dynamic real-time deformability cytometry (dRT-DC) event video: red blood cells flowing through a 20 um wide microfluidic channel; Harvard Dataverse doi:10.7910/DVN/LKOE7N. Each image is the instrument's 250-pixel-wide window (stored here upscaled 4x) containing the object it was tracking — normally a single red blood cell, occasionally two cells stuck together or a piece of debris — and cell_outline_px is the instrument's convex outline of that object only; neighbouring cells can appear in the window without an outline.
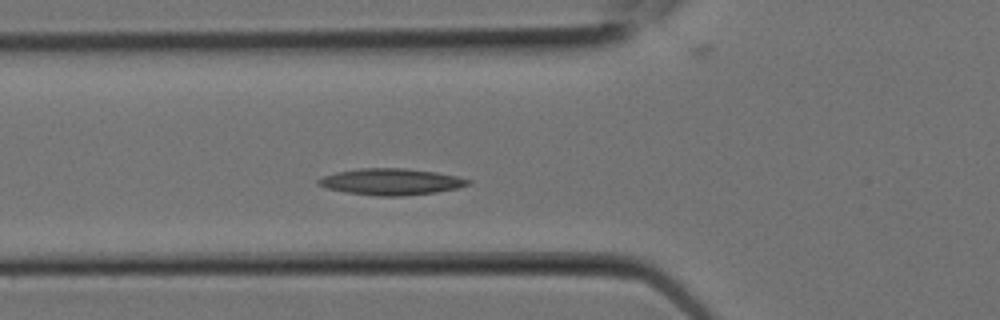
{"species": "Egyptian fruit bat (a non-hibernating species)", "species_latin": "Rousettus aegyptiacus", "temperature_condition": "room temperature", "stored_images_in_passage": 6, "camera_frame_rate_fps": 3000, "um_per_image_px": 0.085, "animal": {"sex": "female"}, "frame": {"image": 1, "passage_image": 5, "time_ms": 1.333, "image_size_px": [1000, 320], "cell_outline_px": [[472, 184], [456, 188], [436, 192], [404, 196], [380, 196], [348, 192], [328, 188], [316, 184], [316, 180], [324, 176], [336, 172], [360, 168], [404, 168], [436, 172], [456, 176], [472, 180]], "centroid_in_image_um": [33.26, 15.44], "position_along_channel_um": 92.5, "area_um2": 22.95}}